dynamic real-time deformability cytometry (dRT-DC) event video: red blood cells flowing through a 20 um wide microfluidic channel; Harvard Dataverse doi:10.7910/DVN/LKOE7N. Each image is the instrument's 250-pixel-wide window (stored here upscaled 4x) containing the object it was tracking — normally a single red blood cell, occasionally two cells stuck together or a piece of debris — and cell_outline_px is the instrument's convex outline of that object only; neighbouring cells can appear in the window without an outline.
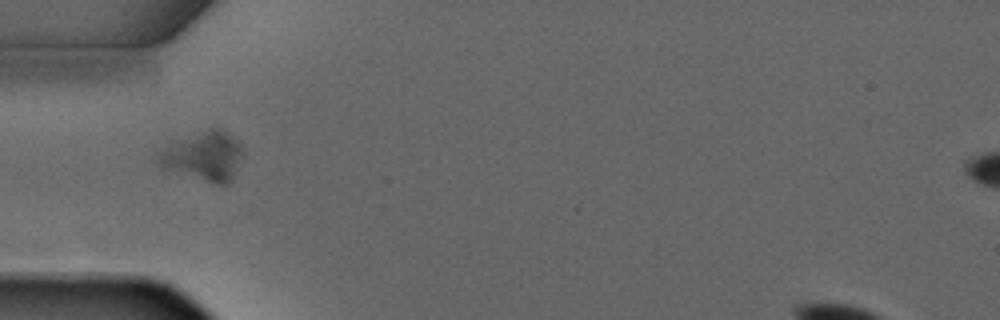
{"species": "common noctule bat (a hibernating species)", "species_latin": "Nyctalus noctula", "temperature_condition": "warm", "stored_images_in_passage": 4, "camera_frame_rate_fps": 3000, "um_per_image_px": 0.085, "animal": {"sex": "male", "forearm_length_mm": 52.5}, "frame": {"image": 1, "passage_image": 1, "time_ms": 0.0, "image_size_px": [1000, 320], "cell_outline_px": [[240, 156], [232, 180], [228, 184], [216, 184], [160, 168], [156, 160], [160, 152], [172, 140], [208, 128], [224, 128], [240, 144]], "centroid_in_image_um": [17.25, 13.25], "position_along_channel_um": 67.8, "area_um2": 24.33}}